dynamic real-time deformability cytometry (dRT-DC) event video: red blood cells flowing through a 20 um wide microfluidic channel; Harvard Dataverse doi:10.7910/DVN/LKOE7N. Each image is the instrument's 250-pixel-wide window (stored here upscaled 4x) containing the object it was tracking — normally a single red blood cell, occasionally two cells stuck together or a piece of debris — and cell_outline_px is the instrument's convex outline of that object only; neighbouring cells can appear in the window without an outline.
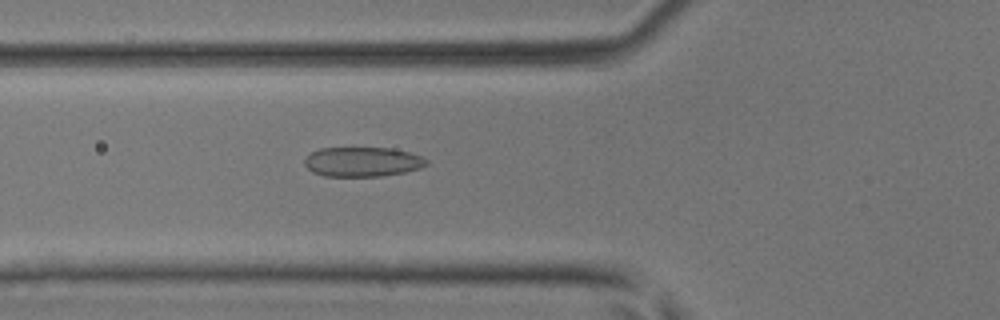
{"species": "common noctule bat (a hibernating species)", "species_latin": "Nyctalus noctula", "temperature_condition": "room temperature", "stored_images_in_passage": 48, "camera_frame_rate_fps": 3000, "um_per_image_px": 0.085, "animal": {"sex": "male", "body_mass_g": 17.9, "forearm_length_mm": 54.2}, "frame": {"image": 1, "passage_image": 18, "time_ms": 5.667, "image_size_px": [1000, 320], "cell_outline_px": [[428, 164], [420, 168], [404, 172], [380, 176], [324, 176], [312, 172], [304, 164], [304, 160], [312, 152], [320, 148], [392, 148], [408, 152], [420, 156], [428, 160]], "centroid_in_image_um": [30.8, 13.75], "position_along_channel_um": 95.0, "area_um2": 20.92}}
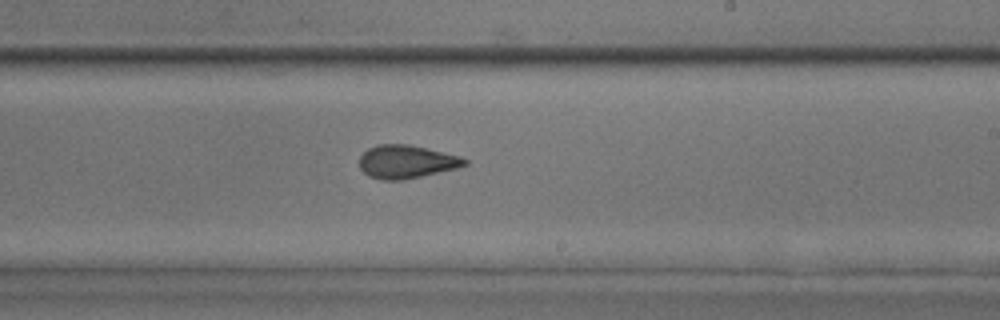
{"frame": {"image": 2, "passage_image": 29, "time_ms": 9.333, "image_size_px": [1000, 320], "cell_outline_px": [[468, 164], [456, 168], [404, 180], [380, 180], [368, 176], [360, 168], [360, 156], [368, 148], [376, 144], [408, 144], [460, 156], [468, 160]], "centroid_in_image_um": [34.52, 13.75], "position_along_channel_um": 254.5, "area_um2": 20.35}}
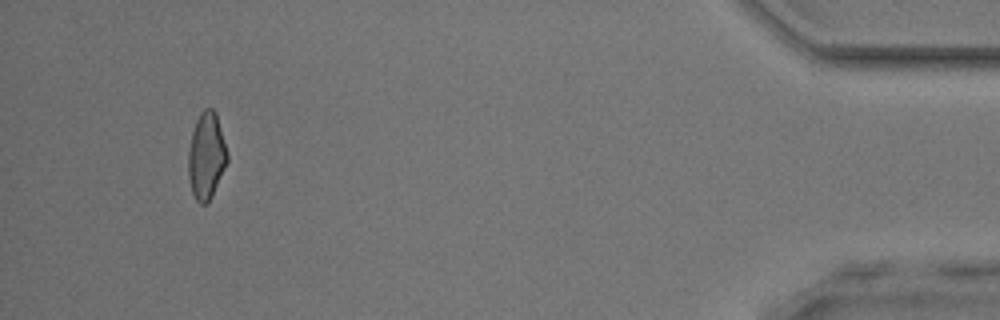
{"frame": {"image": 3, "passage_image": 45, "time_ms": 14.667, "image_size_px": [1000, 320], "cell_outline_px": [[228, 160], [212, 196], [204, 204], [200, 204], [196, 200], [192, 192], [188, 176], [188, 152], [192, 132], [196, 120], [200, 112], [204, 108], [212, 108], [216, 112], [228, 152]], "centroid_in_image_um": [17.54, 13.22], "position_along_channel_um": 417.7, "area_um2": 19.71}}